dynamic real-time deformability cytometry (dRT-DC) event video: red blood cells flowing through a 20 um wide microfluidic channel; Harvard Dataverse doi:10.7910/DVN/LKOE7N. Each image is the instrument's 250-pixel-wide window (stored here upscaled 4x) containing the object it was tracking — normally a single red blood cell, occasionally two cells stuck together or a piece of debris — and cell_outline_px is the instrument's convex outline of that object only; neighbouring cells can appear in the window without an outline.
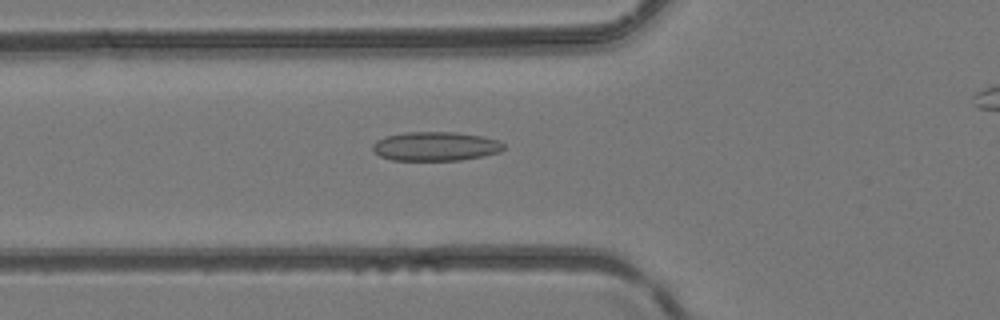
{"species": "common noctule bat (a hibernating species)", "species_latin": "Nyctalus noctula", "temperature_condition": "room temperature", "stored_images_in_passage": 33, "camera_frame_rate_fps": 3000, "um_per_image_px": 0.085, "animal": {"sex": "female", "body_mass_g": 24.6, "forearm_length_mm": 56.2}, "frame": {"image": 1, "passage_image": 18, "time_ms": 5.667, "image_size_px": [1000, 320], "cell_outline_px": [[504, 148], [500, 152], [484, 156], [460, 160], [392, 160], [380, 156], [372, 148], [372, 144], [376, 140], [384, 136], [404, 132], [456, 132], [484, 136], [500, 140], [504, 144]], "centroid_in_image_um": [37.04, 12.43], "position_along_channel_um": 88.8, "area_um2": 22.43}}
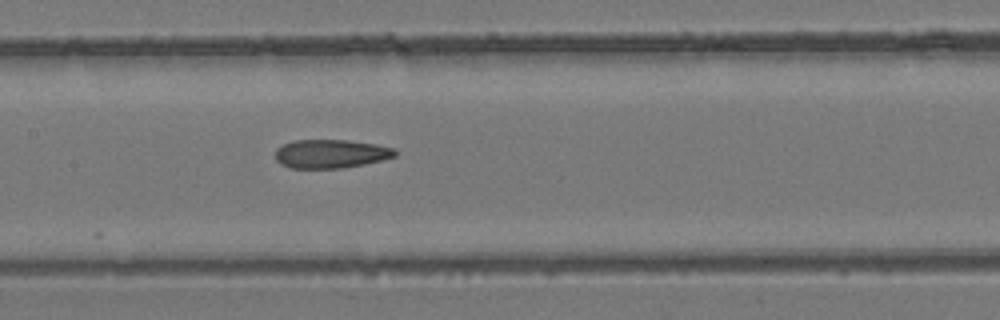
{"frame": {"image": 2, "passage_image": 24, "time_ms": 7.667, "image_size_px": [1000, 320], "cell_outline_px": [[396, 156], [380, 160], [340, 168], [292, 168], [280, 164], [276, 160], [276, 148], [292, 140], [348, 140], [376, 144], [392, 148], [396, 152]], "centroid_in_image_um": [28.07, 13.06], "position_along_channel_um": 179.3, "area_um2": 19.77}}
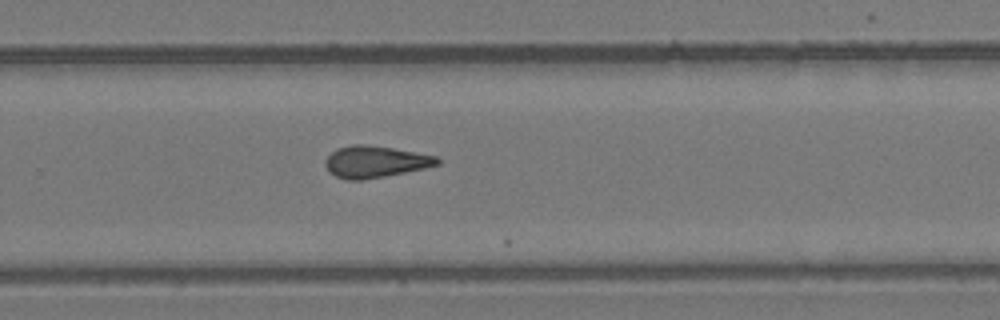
{"frame": {"image": 3, "passage_image": 32, "time_ms": 10.333, "image_size_px": [1000, 320], "cell_outline_px": [[440, 164], [424, 168], [384, 176], [360, 180], [348, 180], [336, 176], [328, 172], [324, 164], [324, 160], [336, 148], [352, 144], [364, 144], [392, 148], [436, 156], [440, 160]], "centroid_in_image_um": [31.84, 13.74], "position_along_channel_um": 298.0, "area_um2": 20.58}}